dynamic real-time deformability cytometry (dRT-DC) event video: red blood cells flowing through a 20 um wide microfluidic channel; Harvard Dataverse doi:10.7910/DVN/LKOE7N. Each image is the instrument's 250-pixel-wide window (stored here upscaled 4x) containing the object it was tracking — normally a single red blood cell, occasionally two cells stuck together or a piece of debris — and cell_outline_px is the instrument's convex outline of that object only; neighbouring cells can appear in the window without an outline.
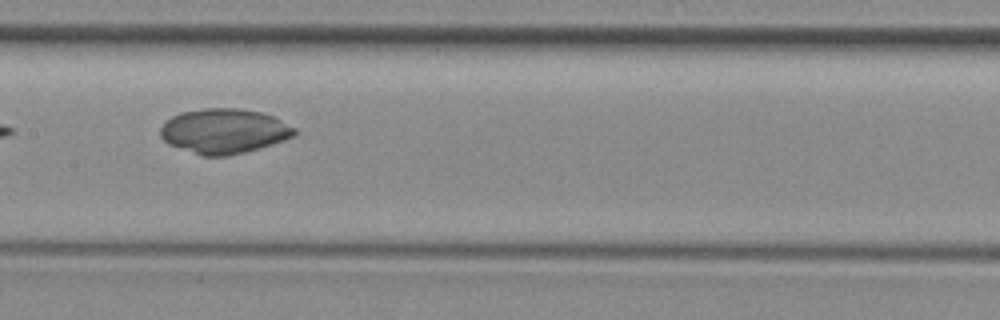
{"species": "common noctule bat (a hibernating species)", "species_latin": "Nyctalus noctula", "temperature_condition": "room temperature", "stored_images_in_passage": 7, "camera_frame_rate_fps": 3000, "um_per_image_px": 0.085, "animal": {"sex": "female", "body_mass_g": 29.2, "forearm_length_mm": 56.3}, "frame": {"image": 1, "passage_image": 4, "time_ms": 3.667, "image_size_px": [1000, 320], "cell_outline_px": [[296, 136], [272, 144], [244, 152], [228, 156], [200, 156], [168, 144], [160, 136], [160, 128], [172, 116], [180, 112], [204, 108], [236, 108], [260, 112], [276, 116], [296, 128]], "centroid_in_image_um": [19.06, 11.14], "position_along_channel_um": 188.3, "area_um2": 35.26}}
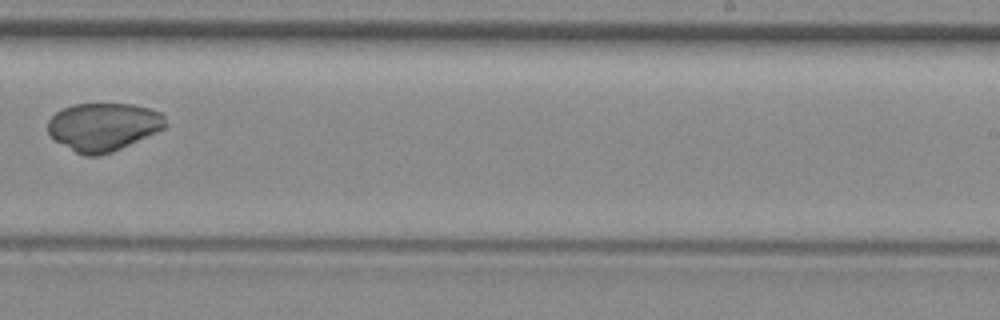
{"frame": {"image": 2, "passage_image": 6, "time_ms": 6.0, "image_size_px": [1000, 320], "cell_outline_px": [[168, 124], [164, 128], [156, 132], [112, 152], [100, 156], [84, 156], [76, 152], [56, 140], [48, 132], [48, 120], [56, 112], [72, 104], [132, 104], [148, 108], [160, 112], [164, 116]], "centroid_in_image_um": [8.79, 10.77], "position_along_channel_um": 280.2, "area_um2": 32.71}}
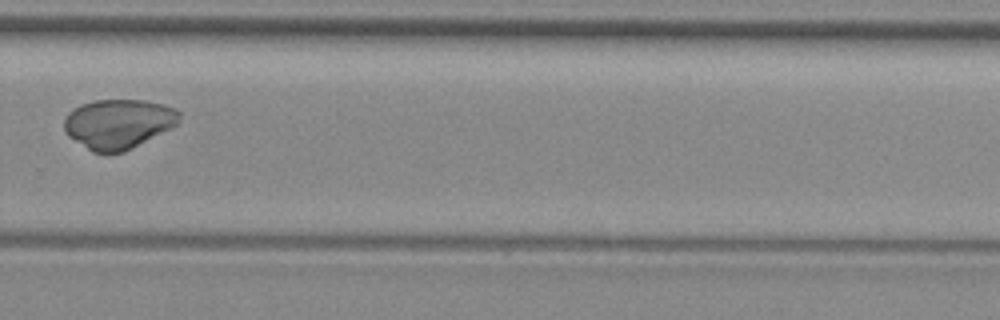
{"frame": {"image": 3, "passage_image": 7, "time_ms": 7.0, "image_size_px": [1000, 320], "cell_outline_px": [[180, 116], [176, 124], [132, 148], [124, 152], [92, 152], [68, 136], [64, 132], [64, 120], [68, 112], [72, 108], [80, 104], [96, 100], [144, 100], [164, 104], [176, 108], [180, 112]], "centroid_in_image_um": [10.02, 10.5], "position_along_channel_um": 319.8, "area_um2": 33.12}}